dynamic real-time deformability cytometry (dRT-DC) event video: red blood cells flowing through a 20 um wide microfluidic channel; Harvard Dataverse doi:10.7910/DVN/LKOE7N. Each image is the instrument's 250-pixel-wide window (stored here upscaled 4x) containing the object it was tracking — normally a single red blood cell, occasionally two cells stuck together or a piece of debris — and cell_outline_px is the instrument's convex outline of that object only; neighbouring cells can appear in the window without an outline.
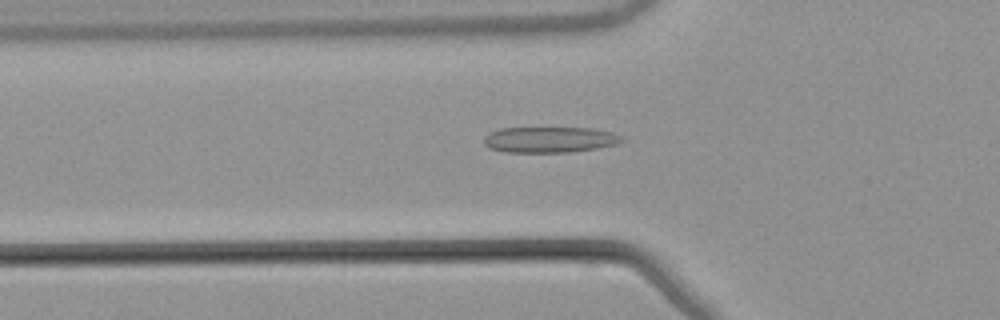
{"species": "common noctule bat (a hibernating species)", "species_latin": "Nyctalus noctula", "temperature_condition": "warm", "stored_images_in_passage": 53, "camera_frame_rate_fps": 3000, "um_per_image_px": 0.085, "animal": {"sex": "male", "body_mass_g": 21.5, "forearm_length_mm": 52.0}, "frame": {"image": 1, "passage_image": 19, "time_ms": 6.0, "image_size_px": [1000, 320], "cell_outline_px": [[624, 140], [616, 144], [596, 148], [572, 152], [504, 152], [488, 148], [484, 144], [484, 136], [500, 128], [592, 128], [612, 132], [620, 136]], "centroid_in_image_um": [46.69, 11.87], "position_along_channel_um": 79.1, "area_um2": 20.69}}
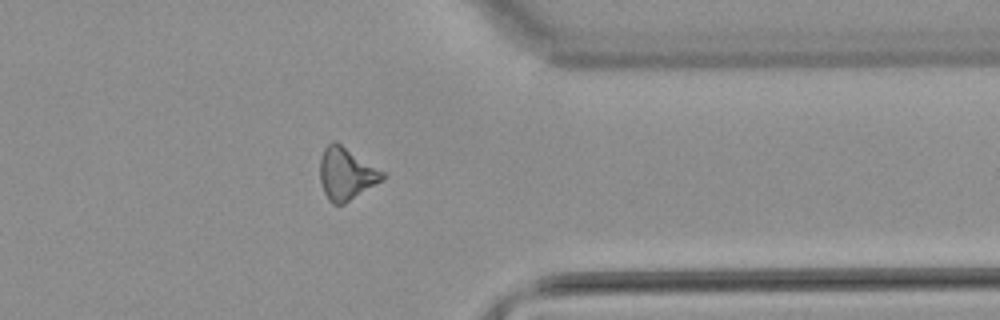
{"frame": {"image": 2, "passage_image": 43, "time_ms": 14.0, "image_size_px": [1000, 320], "cell_outline_px": [[388, 176], [344, 204], [332, 204], [328, 200], [324, 192], [320, 180], [320, 160], [324, 148], [332, 140], [336, 140], [384, 172]], "centroid_in_image_um": [29.41, 14.75], "position_along_channel_um": 382.0, "area_um2": 19.02}}
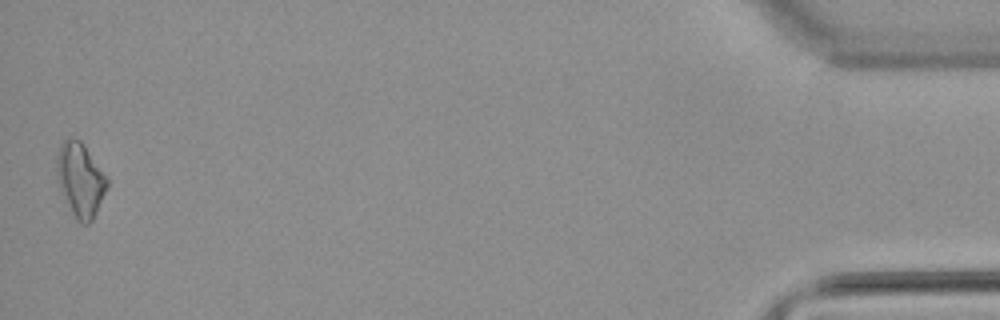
{"frame": {"image": 3, "passage_image": 53, "time_ms": 17.333, "image_size_px": [1000, 320], "cell_outline_px": [[108, 184], [92, 220], [88, 224], [80, 224], [76, 220], [60, 188], [56, 172], [56, 156], [60, 144], [64, 140], [80, 140], [84, 144], [108, 176]], "centroid_in_image_um": [6.83, 15.26], "position_along_channel_um": 428.4, "area_um2": 21.44}, "authors_computed_cell_mechanics": {"area_um2": 19.4786, "velocity_mm_per_s": 3.8911, "shape_relaxation_time_tau1_ms": null, "shape_relaxation_time_tau2_ms": 8.632, "deformation_change_tau1": null, "deformation_change_tau2": 0.2458}}